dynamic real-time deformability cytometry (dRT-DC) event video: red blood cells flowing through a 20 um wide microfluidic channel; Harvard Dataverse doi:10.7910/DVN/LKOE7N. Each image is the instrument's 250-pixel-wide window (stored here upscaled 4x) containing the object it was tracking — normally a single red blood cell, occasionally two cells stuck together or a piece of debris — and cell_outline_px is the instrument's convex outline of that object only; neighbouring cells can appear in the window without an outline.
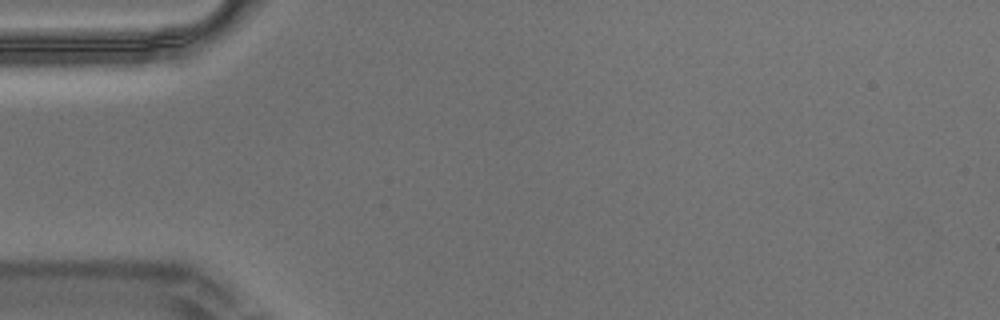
{"species": "Egyptian fruit bat (a non-hibernating species)", "species_latin": "Rousettus aegyptiacus", "temperature_condition": "warm", "stored_images_in_passage": 1, "camera_frame_rate_fps": 3000, "um_per_image_px": 0.085, "animal": {"sex": "male"}, "frame": {"image": 1, "passage_image": 1, "time_ms": 0.0, "image_size_px": [1000, 320], "cell_outline_px": [[200, 32], [192, 40], [144, 68], [136, 72], [132, 72], [124, 68], [132, 36], [144, 32]], "centroid_in_image_um": [13.1, 4.04], "position_along_channel_um": 71.9, "area_um2": 12.08}}